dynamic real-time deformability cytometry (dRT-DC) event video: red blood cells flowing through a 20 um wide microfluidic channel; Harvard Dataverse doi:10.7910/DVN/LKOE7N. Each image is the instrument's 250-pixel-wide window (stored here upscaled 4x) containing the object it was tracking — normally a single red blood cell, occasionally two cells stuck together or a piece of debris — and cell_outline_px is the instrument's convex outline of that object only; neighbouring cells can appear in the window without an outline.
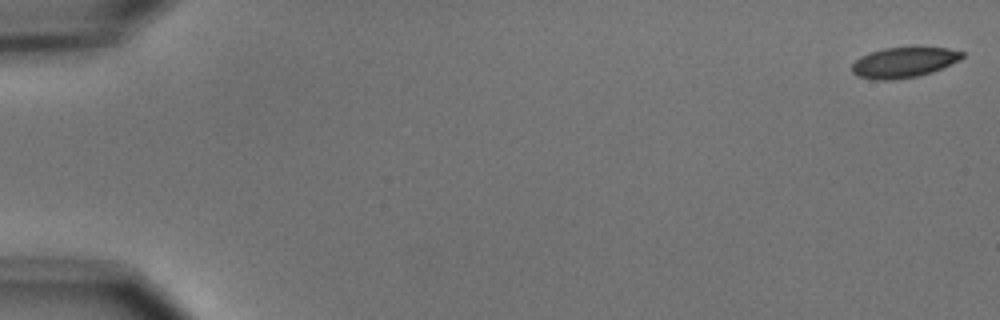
{"species": "common noctule bat (a hibernating species)", "species_latin": "Nyctalus noctula", "temperature_condition": "cold", "stored_images_in_passage": 6, "camera_frame_rate_fps": 3000, "um_per_image_px": 0.085, "animal": {"sex": "male", "body_mass_g": 15.6}, "frame": {"image": 1, "passage_image": 1, "time_ms": 0.0, "image_size_px": [1000, 320], "cell_outline_px": [[964, 56], [960, 60], [932, 72], [916, 76], [892, 80], [876, 80], [860, 76], [852, 72], [852, 64], [860, 56], [868, 52], [884, 48], [948, 48], [964, 52]], "centroid_in_image_um": [76.81, 5.3], "position_along_channel_um": 8.2, "area_um2": 19.31}}
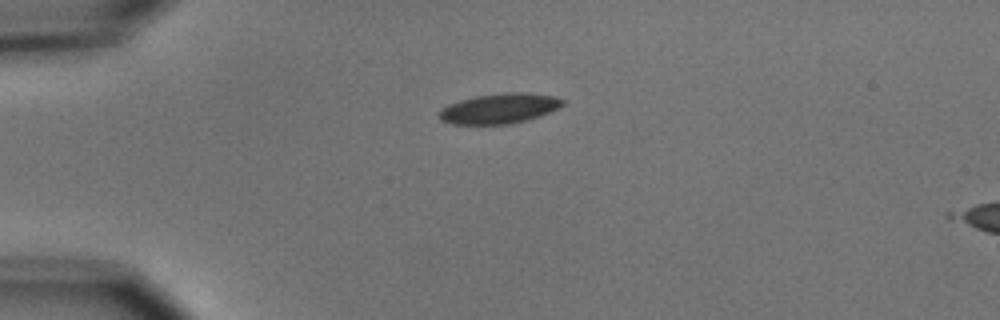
{"frame": {"image": 2, "passage_image": 4, "time_ms": 4.333, "image_size_px": [1000, 320], "cell_outline_px": [[564, 104], [540, 116], [528, 120], [512, 124], [452, 124], [440, 120], [440, 112], [448, 104], [460, 100], [476, 96], [504, 92], [528, 92], [556, 96], [564, 100]], "centroid_in_image_um": [42.48, 9.21], "position_along_channel_um": 42.5, "area_um2": 21.68}}
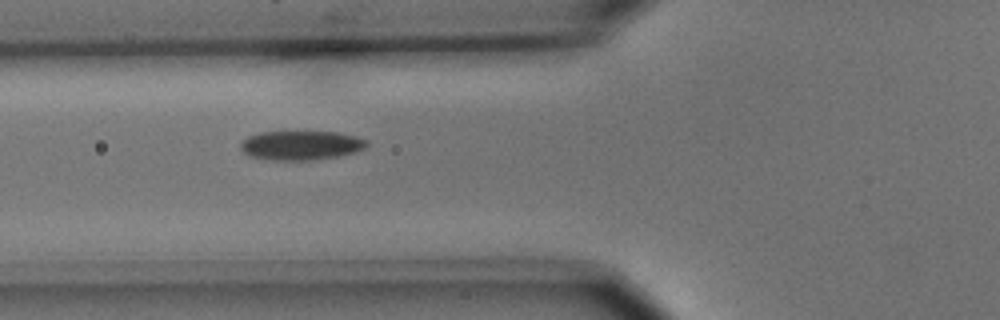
{"frame": {"image": 3, "passage_image": 6, "time_ms": 6.667, "image_size_px": [1000, 320], "cell_outline_px": [[368, 144], [364, 148], [356, 152], [336, 156], [312, 160], [272, 160], [248, 156], [240, 148], [240, 144], [248, 136], [260, 132], [336, 132], [356, 136], [368, 140]], "centroid_in_image_um": [25.58, 12.35], "position_along_channel_um": 100.2, "area_um2": 21.44}}